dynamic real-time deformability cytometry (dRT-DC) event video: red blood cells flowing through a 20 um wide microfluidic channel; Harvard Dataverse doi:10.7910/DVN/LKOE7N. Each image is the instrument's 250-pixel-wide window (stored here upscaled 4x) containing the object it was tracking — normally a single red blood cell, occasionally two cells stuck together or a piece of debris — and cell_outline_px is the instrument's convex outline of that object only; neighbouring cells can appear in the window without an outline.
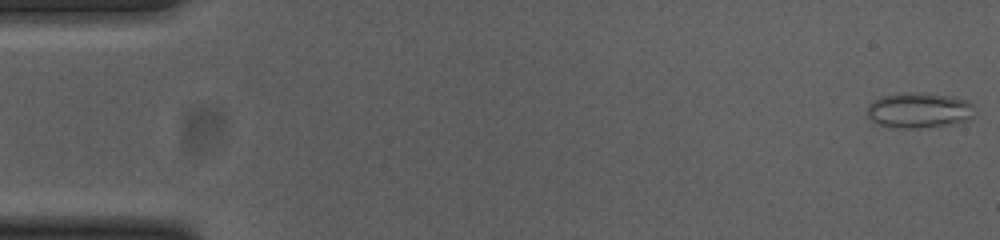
{"species": "common noctule bat (a hibernating species)", "species_latin": "Nyctalus noctula", "temperature_condition": "cold", "stored_images_in_passage": 55, "camera_frame_rate_fps": 3000, "um_per_image_px": 0.085, "animal": {"sex": "female", "body_mass_g": 23.0, "forearm_length_mm": 53.4}, "frame": {"image": 1, "passage_image": 1, "time_ms": 0.0, "image_size_px": [1000, 240], "cell_outline_px": [[976, 116], [968, 120], [952, 124], [920, 128], [892, 128], [880, 124], [872, 120], [868, 116], [868, 104], [880, 96], [904, 92], [916, 92], [952, 96], [968, 100], [972, 104], [976, 112]], "centroid_in_image_um": [78.16, 9.37], "position_along_channel_um": 6.8, "area_um2": 22.54}}
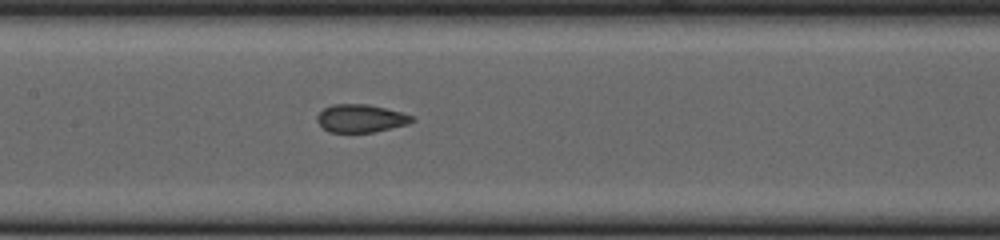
{"frame": {"image": 2, "passage_image": 26, "time_ms": 8.333, "image_size_px": [1000, 240], "cell_outline_px": [[416, 120], [408, 124], [372, 132], [328, 132], [316, 120], [316, 116], [324, 108], [332, 104], [368, 104], [400, 112], [412, 116]], "centroid_in_image_um": [30.64, 10.06], "position_along_channel_um": 176.8, "area_um2": 15.32}}
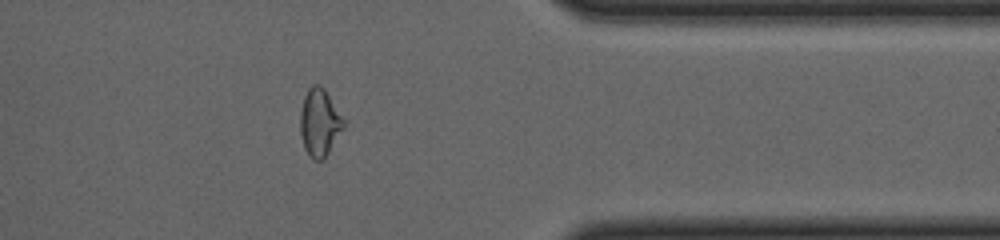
{"frame": {"image": 3, "passage_image": 44, "time_ms": 14.333, "image_size_px": [1000, 240], "cell_outline_px": [[344, 128], [328, 152], [320, 160], [312, 160], [308, 156], [304, 148], [300, 132], [300, 112], [304, 96], [308, 88], [312, 84], [320, 84], [324, 88], [344, 120]], "centroid_in_image_um": [27.14, 10.4], "position_along_channel_um": 384.3, "area_um2": 16.94}, "authors_computed_cell_mechanics": {"area_um2": 17.051, "velocity_mm_per_s": 3.7155, "shape_relaxation_time_tau1_ms": null, "shape_relaxation_time_tau2_ms": 1.4517, "deformation_change_tau1": null, "deformation_change_tau2": 0.0692}}